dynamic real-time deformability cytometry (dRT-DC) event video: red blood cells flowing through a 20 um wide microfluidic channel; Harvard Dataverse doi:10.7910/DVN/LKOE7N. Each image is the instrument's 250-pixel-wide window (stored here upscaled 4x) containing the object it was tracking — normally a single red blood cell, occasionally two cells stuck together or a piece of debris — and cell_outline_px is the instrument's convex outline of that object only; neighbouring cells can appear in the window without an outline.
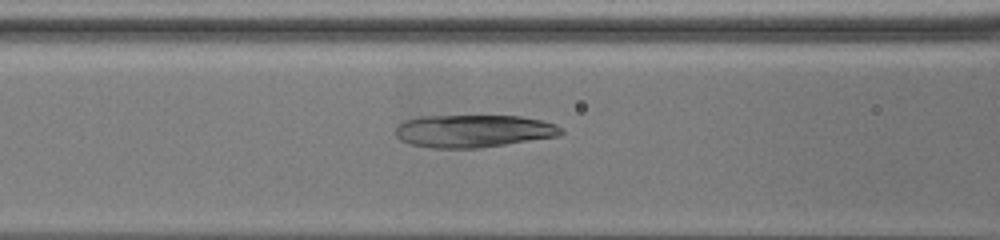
{"species": "common noctule bat (a hibernating species)", "species_latin": "Nyctalus noctula", "temperature_condition": "warm", "stored_images_in_passage": 49, "camera_frame_rate_fps": 3000, "um_per_image_px": 0.085, "animal": {"sex": "female", "body_mass_g": 19.5, "forearm_length_mm": 54.1}, "frame": {"image": 1, "passage_image": 25, "time_ms": 11.333, "image_size_px": [1000, 240], "cell_outline_px": [[564, 132], [560, 136], [480, 148], [432, 148], [408, 144], [400, 140], [396, 136], [396, 124], [404, 120], [416, 116], [520, 116], [540, 120], [556, 124], [564, 128]], "centroid_in_image_um": [40.23, 11.14], "position_along_channel_um": 126.4, "area_um2": 31.91}}
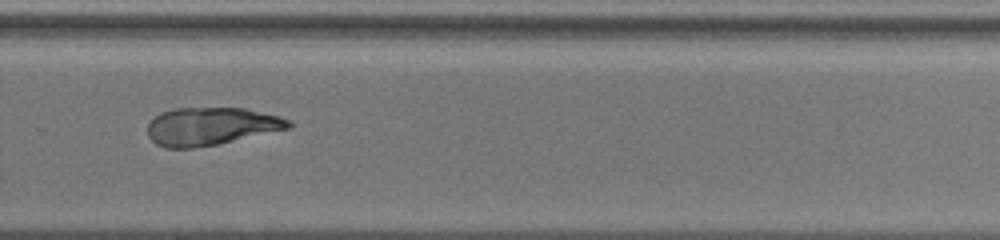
{"frame": {"image": 2, "passage_image": 36, "time_ms": 17.667, "image_size_px": [1000, 240], "cell_outline_px": [[292, 128], [220, 144], [192, 148], [164, 148], [156, 144], [148, 136], [148, 124], [160, 112], [176, 108], [244, 108], [280, 116], [288, 120], [292, 124]], "centroid_in_image_um": [17.95, 10.74], "position_along_channel_um": 311.9, "area_um2": 31.27}}
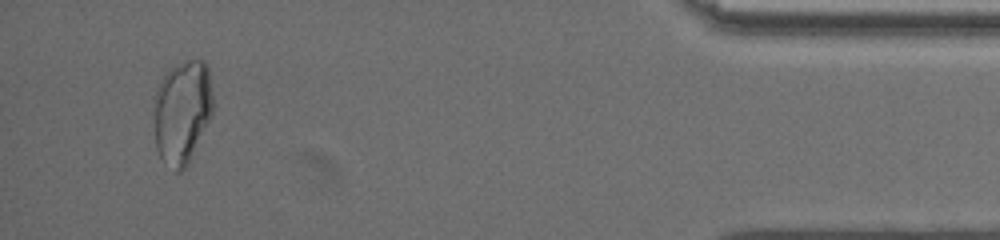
{"frame": {"image": 3, "passage_image": 47, "time_ms": 23.333, "image_size_px": [1000, 240], "cell_outline_px": [[216, 104], [212, 116], [188, 164], [180, 172], [176, 172], [160, 156], [156, 148], [152, 108], [156, 92], [160, 80], [168, 68], [188, 60], [204, 60], [208, 64]], "centroid_in_image_um": [15.52, 9.46], "position_along_channel_um": 419.7, "area_um2": 36.7}}